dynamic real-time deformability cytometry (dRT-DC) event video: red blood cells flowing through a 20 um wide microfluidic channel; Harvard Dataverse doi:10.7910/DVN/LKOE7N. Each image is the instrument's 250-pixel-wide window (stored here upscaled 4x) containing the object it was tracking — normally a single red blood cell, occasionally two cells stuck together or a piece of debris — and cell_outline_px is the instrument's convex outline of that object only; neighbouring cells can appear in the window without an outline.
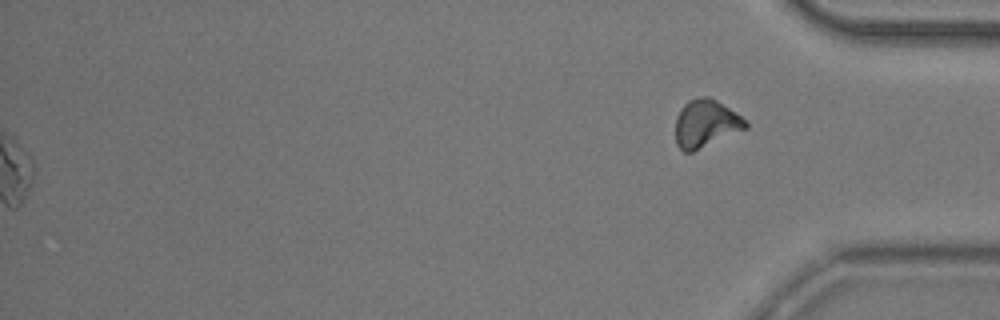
{"species": "common noctule bat (a hibernating species)", "species_latin": "Nyctalus noctula", "temperature_condition": "room temperature", "stored_images_in_passage": 54, "segment_of_instrument_passage": [2, 2], "camera_frame_rate_fps": 3000, "um_per_image_px": 0.085, "animal": {"sex": "male", "body_mass_g": 20.5, "forearm_length_mm": 52.5}, "frame": {"image": 1, "passage_image": 54, "time_ms": 17.667, "image_size_px": [1000, 320], "cell_outline_px": [[748, 128], [692, 152], [684, 152], [676, 144], [676, 116], [680, 108], [688, 100], [704, 96], [708, 96], [716, 100], [748, 120]], "centroid_in_image_um": [60.0, 10.5], "position_along_channel_um": 375.2, "area_um2": 19.54}}